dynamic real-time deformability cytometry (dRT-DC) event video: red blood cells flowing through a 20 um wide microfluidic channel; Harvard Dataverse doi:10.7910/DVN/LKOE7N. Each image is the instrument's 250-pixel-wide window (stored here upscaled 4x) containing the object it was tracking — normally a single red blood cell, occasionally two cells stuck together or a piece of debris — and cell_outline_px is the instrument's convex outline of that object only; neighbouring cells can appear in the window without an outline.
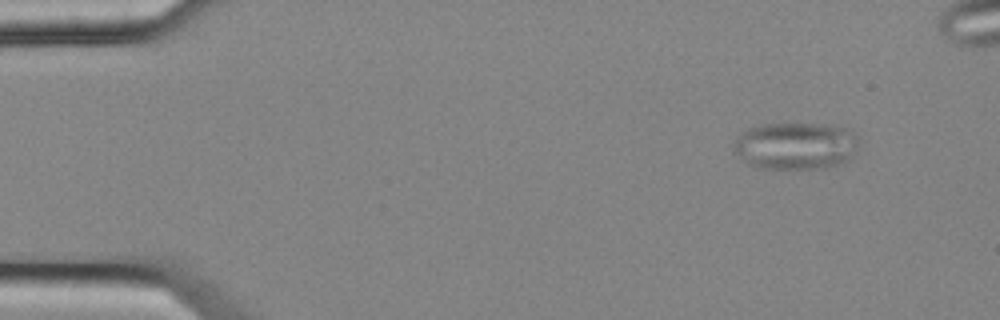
{"species": "common noctule bat (a hibernating species)", "species_latin": "Nyctalus noctula", "temperature_condition": "cold", "stored_images_in_passage": 5, "camera_frame_rate_fps": 3000, "um_per_image_px": 0.085, "animal": {"sex": "female", "body_mass_g": 25.1}, "frame": {"image": 1, "passage_image": 1, "time_ms": 0.0, "image_size_px": [1000, 320], "cell_outline_px": [[860, 140], [852, 156], [848, 160], [840, 164], [828, 168], [760, 168], [748, 164], [732, 152], [732, 144], [740, 132], [748, 128], [764, 124], [824, 124], [852, 128], [860, 136]], "centroid_in_image_um": [67.65, 12.38], "position_along_channel_um": 17.4, "area_um2": 35.14}}